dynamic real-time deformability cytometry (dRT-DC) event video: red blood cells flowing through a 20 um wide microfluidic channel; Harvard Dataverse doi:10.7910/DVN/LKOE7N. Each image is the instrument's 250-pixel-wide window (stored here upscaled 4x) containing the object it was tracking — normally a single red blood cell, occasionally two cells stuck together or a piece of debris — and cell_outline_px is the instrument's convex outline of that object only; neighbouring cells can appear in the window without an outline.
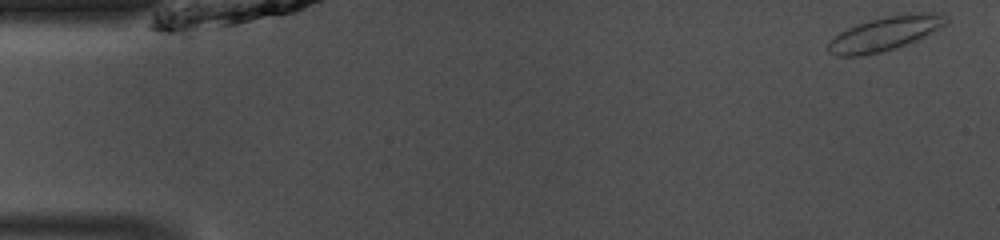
{"species": "common noctule bat (a hibernating species)", "species_latin": "Nyctalus noctula", "temperature_condition": "room temperature", "stored_images_in_passage": 48, "camera_frame_rate_fps": 3000, "um_per_image_px": 0.085, "animal": {"sex": "male", "body_mass_g": 13.0, "forearm_length_mm": 53.1}, "frame": {"image": 1, "passage_image": 1, "time_ms": 0.0, "image_size_px": [1000, 240], "cell_outline_px": [[948, 24], [916, 40], [880, 52], [860, 56], [836, 56], [828, 52], [828, 44], [840, 32], [856, 24], [884, 16], [904, 12], [944, 12], [948, 16]], "centroid_in_image_um": [75.29, 2.81], "position_along_channel_um": 9.7, "area_um2": 23.52}}
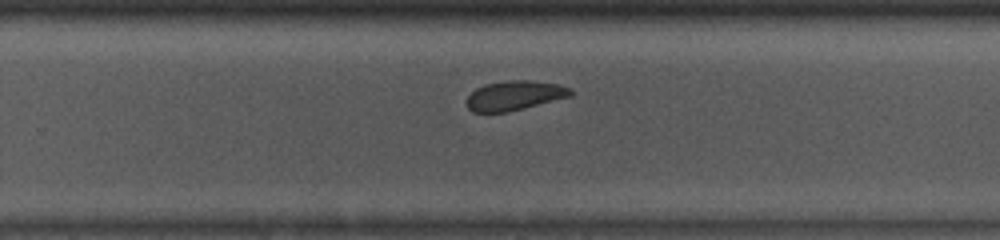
{"frame": {"image": 2, "passage_image": 30, "time_ms": 9.667, "image_size_px": [1000, 240], "cell_outline_px": [[576, 92], [572, 96], [508, 112], [472, 112], [468, 108], [468, 96], [476, 88], [484, 84], [508, 80], [532, 80], [556, 84], [572, 88]], "centroid_in_image_um": [43.78, 8.11], "position_along_channel_um": 286.0, "area_um2": 17.98}}
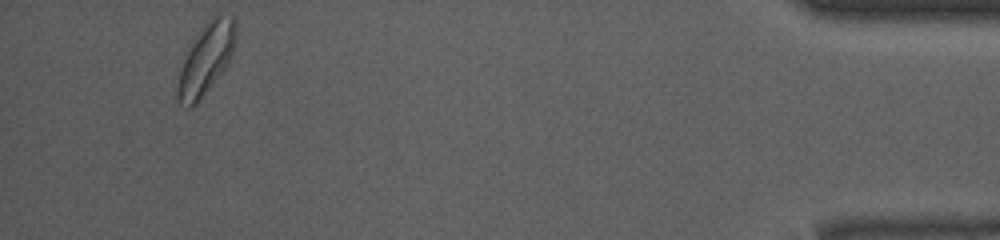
{"frame": {"image": 3, "passage_image": 45, "time_ms": 14.667, "image_size_px": [1000, 240], "cell_outline_px": [[236, 44], [232, 56], [220, 76], [200, 100], [196, 104], [188, 108], [180, 104], [176, 96], [176, 88], [180, 68], [188, 44], [208, 20], [216, 16], [236, 16]], "centroid_in_image_um": [17.51, 5.02], "position_along_channel_um": 417.7, "area_um2": 24.51}, "authors_computed_cell_mechanics": {"area_um2": 19.6809, "velocity_mm_per_s": 4.0516, "shape_relaxation_time_tau1_ms": 4.0578, "shape_relaxation_time_tau2_ms": 2.0622, "deformation_change_tau1": 0.1175, "deformation_change_tau2": 0.0684}}